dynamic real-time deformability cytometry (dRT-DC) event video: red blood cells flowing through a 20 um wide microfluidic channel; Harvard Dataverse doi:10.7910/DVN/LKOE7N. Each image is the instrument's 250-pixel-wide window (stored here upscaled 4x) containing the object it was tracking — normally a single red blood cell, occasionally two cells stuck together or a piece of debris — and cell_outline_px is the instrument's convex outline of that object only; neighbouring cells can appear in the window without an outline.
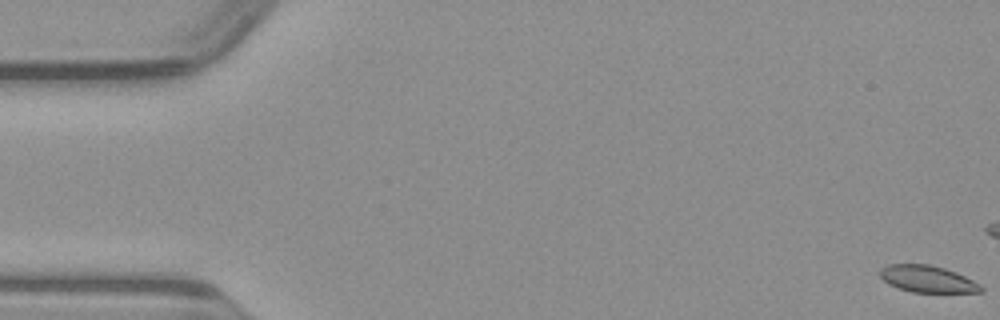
{"species": "common noctule bat (a hibernating species)", "species_latin": "Nyctalus noctula", "temperature_condition": "warm", "stored_images_in_passage": 15, "camera_frame_rate_fps": 3000, "um_per_image_px": 0.085, "animal": {"sex": "male", "body_mass_g": 23.1, "forearm_length_mm": 52.7}, "frame": {"image": 1, "passage_image": 1, "time_ms": 0.0, "image_size_px": [1000, 320], "cell_outline_px": [[984, 292], [912, 292], [888, 284], [880, 276], [880, 268], [888, 264], [928, 264], [944, 268], [956, 272], [980, 284], [984, 288]], "centroid_in_image_um": [78.84, 23.71], "position_along_channel_um": 6.2, "area_um2": 15.72}}